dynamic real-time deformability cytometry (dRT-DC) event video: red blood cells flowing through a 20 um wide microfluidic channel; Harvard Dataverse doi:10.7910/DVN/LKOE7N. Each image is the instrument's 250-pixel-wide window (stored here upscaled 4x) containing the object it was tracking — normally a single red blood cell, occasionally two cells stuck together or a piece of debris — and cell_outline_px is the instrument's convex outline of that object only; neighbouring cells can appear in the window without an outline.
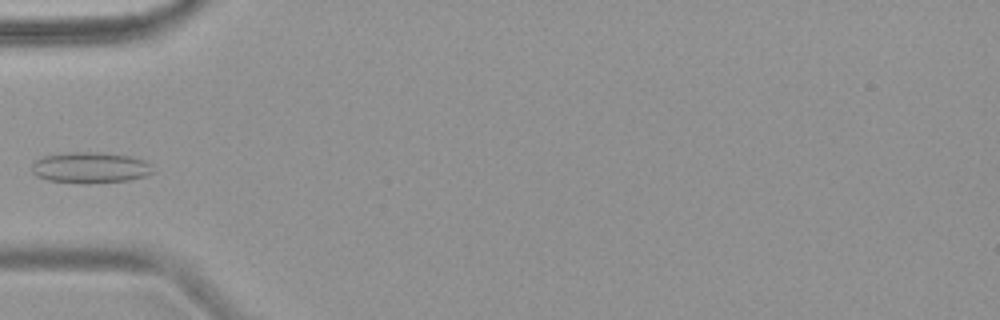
{"species": "common noctule bat (a hibernating species)", "species_latin": "Nyctalus noctula", "temperature_condition": "warm", "stored_images_in_passage": 5, "camera_frame_rate_fps": 3000, "um_per_image_px": 0.085, "animal": {"sex": "female", "body_mass_g": 18.4}, "frame": {"image": 1, "passage_image": 5, "time_ms": 6.0, "image_size_px": [1000, 320], "cell_outline_px": [[156, 172], [144, 176], [128, 180], [88, 184], [48, 180], [36, 176], [32, 172], [32, 164], [36, 160], [44, 156], [68, 152], [100, 152], [132, 156], [144, 160]], "centroid_in_image_um": [7.68, 14.25], "position_along_channel_um": 77.3, "area_um2": 21.96}}